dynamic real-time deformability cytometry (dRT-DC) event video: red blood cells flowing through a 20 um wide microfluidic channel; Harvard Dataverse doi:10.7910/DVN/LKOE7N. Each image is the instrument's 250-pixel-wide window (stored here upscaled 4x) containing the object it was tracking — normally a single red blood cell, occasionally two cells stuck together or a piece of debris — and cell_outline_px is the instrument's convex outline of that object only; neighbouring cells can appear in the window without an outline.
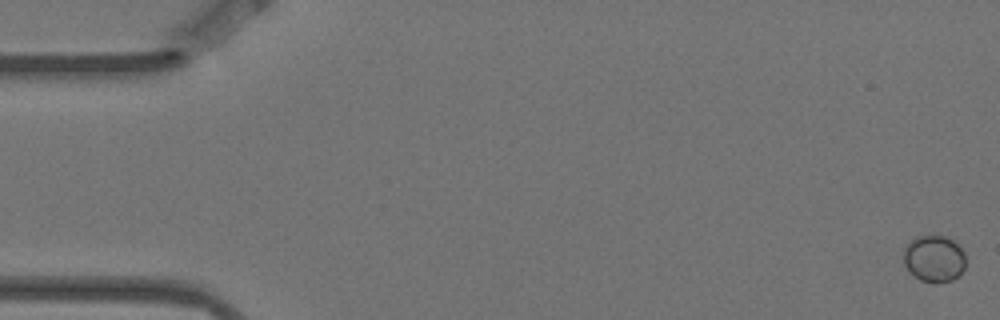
{"species": "Egyptian fruit bat (a non-hibernating species)", "species_latin": "Rousettus aegyptiacus", "temperature_condition": "warm", "stored_images_in_passage": 11, "camera_frame_rate_fps": 3000, "um_per_image_px": 0.085, "animal": {"sex": "female"}, "frame": {"image": 1, "passage_image": 1, "time_ms": 0.0, "image_size_px": [1000, 320], "cell_outline_px": [[964, 268], [952, 280], [940, 284], [936, 284], [920, 280], [904, 264], [904, 248], [916, 236], [944, 236], [952, 240], [964, 252]], "centroid_in_image_um": [79.39, 22.0], "position_along_channel_um": 5.6, "area_um2": 16.65}}
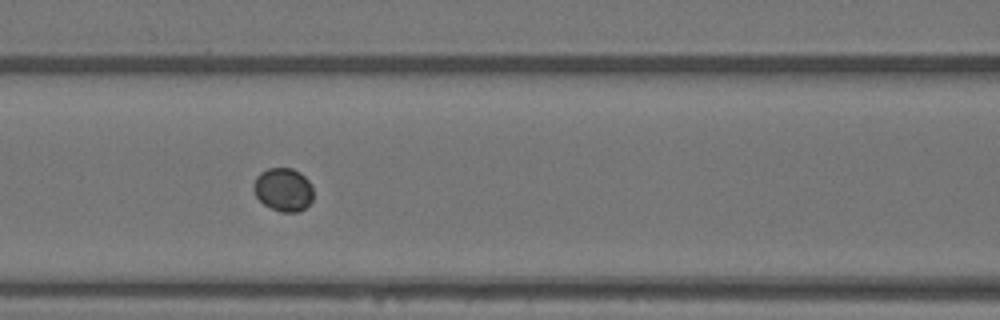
{"frame": {"image": 2, "passage_image": 7, "time_ms": 2.0, "image_size_px": [1000, 320], "cell_outline_px": [[312, 200], [304, 208], [296, 212], [280, 212], [264, 204], [256, 196], [252, 188], [252, 184], [256, 176], [260, 172], [268, 168], [292, 168], [300, 172], [308, 180], [312, 188]], "centroid_in_image_um": [24.05, 16.1], "position_along_channel_um": 142.6, "area_um2": 15.09}}
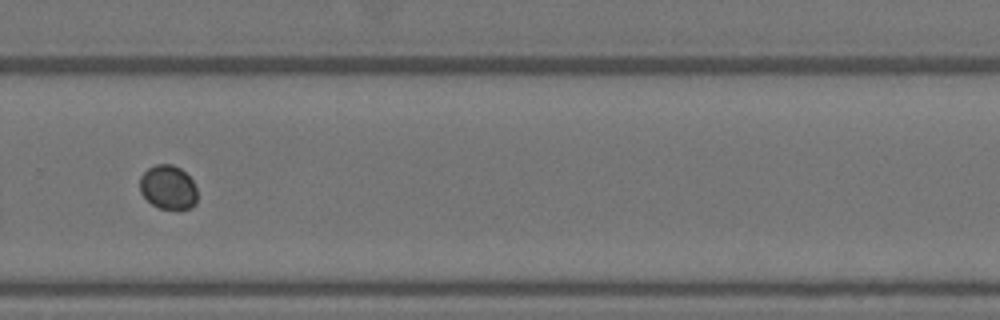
{"frame": {"image": 3, "passage_image": 11, "time_ms": 3.333, "image_size_px": [1000, 320], "cell_outline_px": [[196, 204], [192, 208], [160, 208], [152, 204], [140, 192], [140, 176], [148, 168], [156, 164], [172, 164], [180, 168], [192, 180], [196, 188]], "centroid_in_image_um": [14.28, 15.9], "position_along_channel_um": 315.5, "area_um2": 14.62}}